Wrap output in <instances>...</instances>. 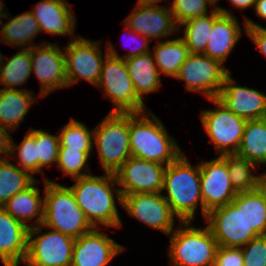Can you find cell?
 <instances>
[{"label": "cell", "instance_id": "6da1fadb", "mask_svg": "<svg viewBox=\"0 0 266 266\" xmlns=\"http://www.w3.org/2000/svg\"><path fill=\"white\" fill-rule=\"evenodd\" d=\"M73 180L76 181L75 184L69 187L76 198L77 205L92 227L100 228L101 224L120 229L122 221L116 203L122 206L123 196L120 188H116L118 184L115 174L105 173L103 176L90 174Z\"/></svg>", "mask_w": 266, "mask_h": 266}, {"label": "cell", "instance_id": "7a4b0ae2", "mask_svg": "<svg viewBox=\"0 0 266 266\" xmlns=\"http://www.w3.org/2000/svg\"><path fill=\"white\" fill-rule=\"evenodd\" d=\"M144 113H130L131 156L164 165L171 164L183 152L161 120L150 110L148 114Z\"/></svg>", "mask_w": 266, "mask_h": 266}, {"label": "cell", "instance_id": "3957f363", "mask_svg": "<svg viewBox=\"0 0 266 266\" xmlns=\"http://www.w3.org/2000/svg\"><path fill=\"white\" fill-rule=\"evenodd\" d=\"M192 167L182 153L174 162L167 165L164 173L163 195L173 214L180 222H192L199 202L203 215V198L200 186V164Z\"/></svg>", "mask_w": 266, "mask_h": 266}, {"label": "cell", "instance_id": "277c9868", "mask_svg": "<svg viewBox=\"0 0 266 266\" xmlns=\"http://www.w3.org/2000/svg\"><path fill=\"white\" fill-rule=\"evenodd\" d=\"M43 228H51L73 238H79L93 227L77 205L70 187L44 178Z\"/></svg>", "mask_w": 266, "mask_h": 266}, {"label": "cell", "instance_id": "5b68a950", "mask_svg": "<svg viewBox=\"0 0 266 266\" xmlns=\"http://www.w3.org/2000/svg\"><path fill=\"white\" fill-rule=\"evenodd\" d=\"M130 113L109 112L94 127L93 147L105 173H115L130 157Z\"/></svg>", "mask_w": 266, "mask_h": 266}, {"label": "cell", "instance_id": "8992f818", "mask_svg": "<svg viewBox=\"0 0 266 266\" xmlns=\"http://www.w3.org/2000/svg\"><path fill=\"white\" fill-rule=\"evenodd\" d=\"M192 222H180V226L169 235L167 257L171 266H213L217 241L209 228H196Z\"/></svg>", "mask_w": 266, "mask_h": 266}, {"label": "cell", "instance_id": "52a82bcc", "mask_svg": "<svg viewBox=\"0 0 266 266\" xmlns=\"http://www.w3.org/2000/svg\"><path fill=\"white\" fill-rule=\"evenodd\" d=\"M96 87L100 88L104 92L103 95L112 101L114 108L110 112L140 113L148 111L136 93L123 58L106 56Z\"/></svg>", "mask_w": 266, "mask_h": 266}, {"label": "cell", "instance_id": "ba28073f", "mask_svg": "<svg viewBox=\"0 0 266 266\" xmlns=\"http://www.w3.org/2000/svg\"><path fill=\"white\" fill-rule=\"evenodd\" d=\"M42 230L43 224L29 228L24 265L71 266L75 238L53 229L39 234Z\"/></svg>", "mask_w": 266, "mask_h": 266}, {"label": "cell", "instance_id": "9c48e42d", "mask_svg": "<svg viewBox=\"0 0 266 266\" xmlns=\"http://www.w3.org/2000/svg\"><path fill=\"white\" fill-rule=\"evenodd\" d=\"M216 108L202 110L200 118L209 141L215 146L219 156L236 154L246 124V119L237 116L224 106L217 98L209 99Z\"/></svg>", "mask_w": 266, "mask_h": 266}, {"label": "cell", "instance_id": "30bf717a", "mask_svg": "<svg viewBox=\"0 0 266 266\" xmlns=\"http://www.w3.org/2000/svg\"><path fill=\"white\" fill-rule=\"evenodd\" d=\"M205 222L218 246L241 248L259 236L247 223L245 205L231 202L214 208L207 212Z\"/></svg>", "mask_w": 266, "mask_h": 266}, {"label": "cell", "instance_id": "8fae6325", "mask_svg": "<svg viewBox=\"0 0 266 266\" xmlns=\"http://www.w3.org/2000/svg\"><path fill=\"white\" fill-rule=\"evenodd\" d=\"M101 45L100 41L76 36L67 46L63 47L68 87H73L82 79L96 87L103 61L108 55L106 47L105 57L103 56Z\"/></svg>", "mask_w": 266, "mask_h": 266}, {"label": "cell", "instance_id": "7c38bea8", "mask_svg": "<svg viewBox=\"0 0 266 266\" xmlns=\"http://www.w3.org/2000/svg\"><path fill=\"white\" fill-rule=\"evenodd\" d=\"M229 72V68L207 55L190 53L175 78L186 82V91H196L213 99L219 95Z\"/></svg>", "mask_w": 266, "mask_h": 266}, {"label": "cell", "instance_id": "4fadbf2b", "mask_svg": "<svg viewBox=\"0 0 266 266\" xmlns=\"http://www.w3.org/2000/svg\"><path fill=\"white\" fill-rule=\"evenodd\" d=\"M47 44V45H46ZM30 48L32 73L40 82L39 96L68 87L63 49L50 42L39 43Z\"/></svg>", "mask_w": 266, "mask_h": 266}, {"label": "cell", "instance_id": "5bb4252c", "mask_svg": "<svg viewBox=\"0 0 266 266\" xmlns=\"http://www.w3.org/2000/svg\"><path fill=\"white\" fill-rule=\"evenodd\" d=\"M167 165L130 157L114 174L122 196L162 193ZM121 186V187H120Z\"/></svg>", "mask_w": 266, "mask_h": 266}, {"label": "cell", "instance_id": "9a60e30c", "mask_svg": "<svg viewBox=\"0 0 266 266\" xmlns=\"http://www.w3.org/2000/svg\"><path fill=\"white\" fill-rule=\"evenodd\" d=\"M200 186L203 217L210 210L231 203L238 193L230 180L225 158L219 156L200 163Z\"/></svg>", "mask_w": 266, "mask_h": 266}, {"label": "cell", "instance_id": "2e32d148", "mask_svg": "<svg viewBox=\"0 0 266 266\" xmlns=\"http://www.w3.org/2000/svg\"><path fill=\"white\" fill-rule=\"evenodd\" d=\"M122 207L132 218L145 223L149 228L170 235L174 227L175 215L163 193H136L123 196Z\"/></svg>", "mask_w": 266, "mask_h": 266}, {"label": "cell", "instance_id": "e0dca14e", "mask_svg": "<svg viewBox=\"0 0 266 266\" xmlns=\"http://www.w3.org/2000/svg\"><path fill=\"white\" fill-rule=\"evenodd\" d=\"M124 23L150 41L168 37L181 29L174 21L169 5L165 7L140 1H137L133 12L124 20Z\"/></svg>", "mask_w": 266, "mask_h": 266}, {"label": "cell", "instance_id": "ac0fdd59", "mask_svg": "<svg viewBox=\"0 0 266 266\" xmlns=\"http://www.w3.org/2000/svg\"><path fill=\"white\" fill-rule=\"evenodd\" d=\"M99 230L93 228L75 239L71 266H107L124 252V246Z\"/></svg>", "mask_w": 266, "mask_h": 266}, {"label": "cell", "instance_id": "d6986e66", "mask_svg": "<svg viewBox=\"0 0 266 266\" xmlns=\"http://www.w3.org/2000/svg\"><path fill=\"white\" fill-rule=\"evenodd\" d=\"M231 71L225 76L217 99L237 116L246 120L266 118V94L236 84Z\"/></svg>", "mask_w": 266, "mask_h": 266}, {"label": "cell", "instance_id": "ffe728a7", "mask_svg": "<svg viewBox=\"0 0 266 266\" xmlns=\"http://www.w3.org/2000/svg\"><path fill=\"white\" fill-rule=\"evenodd\" d=\"M28 230L6 210L0 208V260L4 266H19L27 255Z\"/></svg>", "mask_w": 266, "mask_h": 266}, {"label": "cell", "instance_id": "44dd1931", "mask_svg": "<svg viewBox=\"0 0 266 266\" xmlns=\"http://www.w3.org/2000/svg\"><path fill=\"white\" fill-rule=\"evenodd\" d=\"M33 15L41 33L75 36L76 17L67 0H41L34 4Z\"/></svg>", "mask_w": 266, "mask_h": 266}, {"label": "cell", "instance_id": "7402d4cb", "mask_svg": "<svg viewBox=\"0 0 266 266\" xmlns=\"http://www.w3.org/2000/svg\"><path fill=\"white\" fill-rule=\"evenodd\" d=\"M222 13L215 21L205 48L204 55L225 64L242 35L237 17L223 7L217 6Z\"/></svg>", "mask_w": 266, "mask_h": 266}, {"label": "cell", "instance_id": "603a6c76", "mask_svg": "<svg viewBox=\"0 0 266 266\" xmlns=\"http://www.w3.org/2000/svg\"><path fill=\"white\" fill-rule=\"evenodd\" d=\"M39 183L40 181L36 179L29 187L18 192L3 206V209L14 219L28 228L41 225L44 220V198L42 199L40 189L36 186ZM32 219H35L33 223L36 225L29 226L27 221H32Z\"/></svg>", "mask_w": 266, "mask_h": 266}, {"label": "cell", "instance_id": "cb8c5ba5", "mask_svg": "<svg viewBox=\"0 0 266 266\" xmlns=\"http://www.w3.org/2000/svg\"><path fill=\"white\" fill-rule=\"evenodd\" d=\"M33 95L32 90L25 88L0 89V124L10 132L15 131L37 101Z\"/></svg>", "mask_w": 266, "mask_h": 266}, {"label": "cell", "instance_id": "d4e9b609", "mask_svg": "<svg viewBox=\"0 0 266 266\" xmlns=\"http://www.w3.org/2000/svg\"><path fill=\"white\" fill-rule=\"evenodd\" d=\"M152 52L129 57L125 60L138 97L143 101L145 94L160 90L161 77Z\"/></svg>", "mask_w": 266, "mask_h": 266}, {"label": "cell", "instance_id": "484cf974", "mask_svg": "<svg viewBox=\"0 0 266 266\" xmlns=\"http://www.w3.org/2000/svg\"><path fill=\"white\" fill-rule=\"evenodd\" d=\"M10 18L6 23L0 25V42L16 48L29 49L34 46L31 42L34 44V39L38 33H41V30L33 13L31 11L23 12L13 18L10 16Z\"/></svg>", "mask_w": 266, "mask_h": 266}, {"label": "cell", "instance_id": "4316f807", "mask_svg": "<svg viewBox=\"0 0 266 266\" xmlns=\"http://www.w3.org/2000/svg\"><path fill=\"white\" fill-rule=\"evenodd\" d=\"M237 155L266 165V118L247 120Z\"/></svg>", "mask_w": 266, "mask_h": 266}, {"label": "cell", "instance_id": "83f0119b", "mask_svg": "<svg viewBox=\"0 0 266 266\" xmlns=\"http://www.w3.org/2000/svg\"><path fill=\"white\" fill-rule=\"evenodd\" d=\"M153 48V59L159 73L175 78L180 66L190 54L187 45L182 38L174 40H158Z\"/></svg>", "mask_w": 266, "mask_h": 266}, {"label": "cell", "instance_id": "f1b7e54d", "mask_svg": "<svg viewBox=\"0 0 266 266\" xmlns=\"http://www.w3.org/2000/svg\"><path fill=\"white\" fill-rule=\"evenodd\" d=\"M222 13L219 9H211L210 14L199 16L182 23L181 27H184L183 37H181L188 47L191 54H204L207 46L210 30H212L214 21Z\"/></svg>", "mask_w": 266, "mask_h": 266}, {"label": "cell", "instance_id": "f546056e", "mask_svg": "<svg viewBox=\"0 0 266 266\" xmlns=\"http://www.w3.org/2000/svg\"><path fill=\"white\" fill-rule=\"evenodd\" d=\"M5 60V61H4ZM32 74L30 48H23L8 60L1 56L0 85L6 89H17L24 85Z\"/></svg>", "mask_w": 266, "mask_h": 266}, {"label": "cell", "instance_id": "4dcf8cb0", "mask_svg": "<svg viewBox=\"0 0 266 266\" xmlns=\"http://www.w3.org/2000/svg\"><path fill=\"white\" fill-rule=\"evenodd\" d=\"M7 159L0 158V208L36 180L29 172L11 163L10 157Z\"/></svg>", "mask_w": 266, "mask_h": 266}, {"label": "cell", "instance_id": "1f68e13d", "mask_svg": "<svg viewBox=\"0 0 266 266\" xmlns=\"http://www.w3.org/2000/svg\"><path fill=\"white\" fill-rule=\"evenodd\" d=\"M245 205V218L258 235H266V200L256 191L238 192L232 201Z\"/></svg>", "mask_w": 266, "mask_h": 266}, {"label": "cell", "instance_id": "d6a6232c", "mask_svg": "<svg viewBox=\"0 0 266 266\" xmlns=\"http://www.w3.org/2000/svg\"><path fill=\"white\" fill-rule=\"evenodd\" d=\"M222 156L225 158L234 189L237 192L256 190L258 175L252 173V169L255 170L257 164L237 154H225Z\"/></svg>", "mask_w": 266, "mask_h": 266}, {"label": "cell", "instance_id": "836d02e7", "mask_svg": "<svg viewBox=\"0 0 266 266\" xmlns=\"http://www.w3.org/2000/svg\"><path fill=\"white\" fill-rule=\"evenodd\" d=\"M60 148H69L79 152H92L93 129L90 131L86 125L78 122L74 118L59 129Z\"/></svg>", "mask_w": 266, "mask_h": 266}, {"label": "cell", "instance_id": "e575fe53", "mask_svg": "<svg viewBox=\"0 0 266 266\" xmlns=\"http://www.w3.org/2000/svg\"><path fill=\"white\" fill-rule=\"evenodd\" d=\"M90 155L91 152H79L74 149L59 148L57 168L72 179L90 175L91 173L89 172L91 170L87 164Z\"/></svg>", "mask_w": 266, "mask_h": 266}, {"label": "cell", "instance_id": "d590c367", "mask_svg": "<svg viewBox=\"0 0 266 266\" xmlns=\"http://www.w3.org/2000/svg\"><path fill=\"white\" fill-rule=\"evenodd\" d=\"M35 143L37 145V173L45 177L43 168L57 164L60 142L59 135H52L43 130L35 129Z\"/></svg>", "mask_w": 266, "mask_h": 266}, {"label": "cell", "instance_id": "8d00e7d4", "mask_svg": "<svg viewBox=\"0 0 266 266\" xmlns=\"http://www.w3.org/2000/svg\"><path fill=\"white\" fill-rule=\"evenodd\" d=\"M15 151H18L17 153ZM17 155V156H16ZM17 158L21 169L29 172L32 176L37 174V145L35 143V129H30L22 142L17 145L11 138L10 155Z\"/></svg>", "mask_w": 266, "mask_h": 266}, {"label": "cell", "instance_id": "74e56055", "mask_svg": "<svg viewBox=\"0 0 266 266\" xmlns=\"http://www.w3.org/2000/svg\"><path fill=\"white\" fill-rule=\"evenodd\" d=\"M171 3L166 5H169L178 27L187 20L209 14L208 5L216 8L210 0H172Z\"/></svg>", "mask_w": 266, "mask_h": 266}, {"label": "cell", "instance_id": "f35d334b", "mask_svg": "<svg viewBox=\"0 0 266 266\" xmlns=\"http://www.w3.org/2000/svg\"><path fill=\"white\" fill-rule=\"evenodd\" d=\"M244 266H266V235H259L241 247Z\"/></svg>", "mask_w": 266, "mask_h": 266}, {"label": "cell", "instance_id": "ab89813d", "mask_svg": "<svg viewBox=\"0 0 266 266\" xmlns=\"http://www.w3.org/2000/svg\"><path fill=\"white\" fill-rule=\"evenodd\" d=\"M124 25L126 27V29H124V30H127V32H129L128 39L131 40V42H134V41L136 42V40L138 41V40L142 39L141 44L139 46H137L136 48H132V50L128 54H125L124 57L123 56L121 57L118 54V51L115 49V47L110 42L106 45L108 55H110L112 57H120L123 59H127L129 57H134V56H138V55H142V54H146V53L151 52L150 51L151 49L149 47V44L151 43V41L148 38H145L143 35L137 34L133 30H131L130 27H128L125 23H124Z\"/></svg>", "mask_w": 266, "mask_h": 266}, {"label": "cell", "instance_id": "60d3db41", "mask_svg": "<svg viewBox=\"0 0 266 266\" xmlns=\"http://www.w3.org/2000/svg\"><path fill=\"white\" fill-rule=\"evenodd\" d=\"M213 266H244L242 249L218 246Z\"/></svg>", "mask_w": 266, "mask_h": 266}, {"label": "cell", "instance_id": "b9f144b4", "mask_svg": "<svg viewBox=\"0 0 266 266\" xmlns=\"http://www.w3.org/2000/svg\"><path fill=\"white\" fill-rule=\"evenodd\" d=\"M245 33L256 44L257 49L266 57V27L255 23L250 18L246 17L243 21Z\"/></svg>", "mask_w": 266, "mask_h": 266}, {"label": "cell", "instance_id": "7bdbcfd3", "mask_svg": "<svg viewBox=\"0 0 266 266\" xmlns=\"http://www.w3.org/2000/svg\"><path fill=\"white\" fill-rule=\"evenodd\" d=\"M9 130L0 124V158H3L1 155H6L8 158L10 155V146H11V136L9 135Z\"/></svg>", "mask_w": 266, "mask_h": 266}, {"label": "cell", "instance_id": "ee69618b", "mask_svg": "<svg viewBox=\"0 0 266 266\" xmlns=\"http://www.w3.org/2000/svg\"><path fill=\"white\" fill-rule=\"evenodd\" d=\"M256 191L266 200V173L257 176Z\"/></svg>", "mask_w": 266, "mask_h": 266}, {"label": "cell", "instance_id": "f6af8a7d", "mask_svg": "<svg viewBox=\"0 0 266 266\" xmlns=\"http://www.w3.org/2000/svg\"><path fill=\"white\" fill-rule=\"evenodd\" d=\"M254 9L256 15L263 20H266V0H256Z\"/></svg>", "mask_w": 266, "mask_h": 266}, {"label": "cell", "instance_id": "bcb514c9", "mask_svg": "<svg viewBox=\"0 0 266 266\" xmlns=\"http://www.w3.org/2000/svg\"><path fill=\"white\" fill-rule=\"evenodd\" d=\"M236 9H245L255 6L256 0H229Z\"/></svg>", "mask_w": 266, "mask_h": 266}, {"label": "cell", "instance_id": "7dc6e473", "mask_svg": "<svg viewBox=\"0 0 266 266\" xmlns=\"http://www.w3.org/2000/svg\"><path fill=\"white\" fill-rule=\"evenodd\" d=\"M3 2L0 0V23L3 22V18L7 17L6 15V12L7 11H4L6 10L4 7V3L2 4ZM4 9V10H3ZM5 12V13H4ZM2 20V21H1Z\"/></svg>", "mask_w": 266, "mask_h": 266}, {"label": "cell", "instance_id": "c3c4849f", "mask_svg": "<svg viewBox=\"0 0 266 266\" xmlns=\"http://www.w3.org/2000/svg\"><path fill=\"white\" fill-rule=\"evenodd\" d=\"M140 2H144V3H159L162 2L163 0H138Z\"/></svg>", "mask_w": 266, "mask_h": 266}, {"label": "cell", "instance_id": "681fc988", "mask_svg": "<svg viewBox=\"0 0 266 266\" xmlns=\"http://www.w3.org/2000/svg\"><path fill=\"white\" fill-rule=\"evenodd\" d=\"M216 7H217V2L219 1V0H210Z\"/></svg>", "mask_w": 266, "mask_h": 266}]
</instances>
